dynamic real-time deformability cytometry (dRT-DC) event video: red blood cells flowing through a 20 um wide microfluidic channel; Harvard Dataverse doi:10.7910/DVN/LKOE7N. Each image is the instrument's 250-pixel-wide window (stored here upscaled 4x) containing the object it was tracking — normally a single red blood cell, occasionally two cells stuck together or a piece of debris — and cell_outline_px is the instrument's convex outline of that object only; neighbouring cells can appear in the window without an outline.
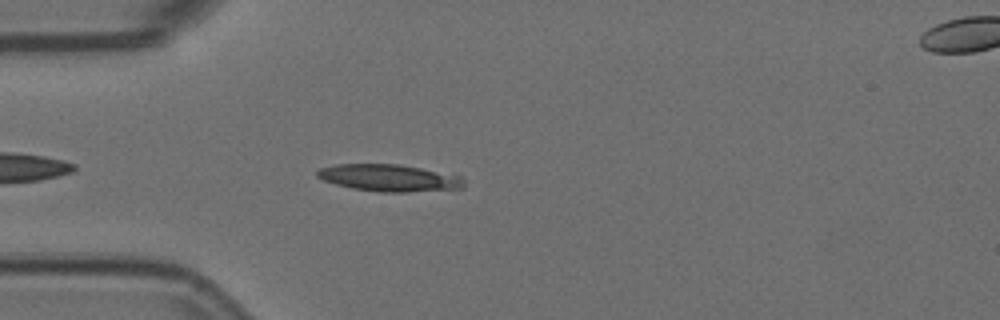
{"species": "Egyptian fruit bat (a non-hibernating species)", "species_latin": "Rousettus aegyptiacus", "temperature_condition": "room temperature", "stored_images_in_passage": 45, "camera_frame_rate_fps": 3000, "um_per_image_px": 0.085, "animal": {"sex": "female"}, "frame": {"image": 1, "passage_image": 4, "time_ms": 1.0, "image_size_px": [1000, 320], "cell_outline_px": [[464, 188], [408, 192], [380, 192], [352, 188], [336, 184], [324, 180], [316, 176], [316, 172], [320, 168], [336, 164], [400, 164], [460, 176], [464, 180]], "centroid_in_image_um": [33.06, 15.12], "position_along_channel_um": 51.9, "area_um2": 22.95}}
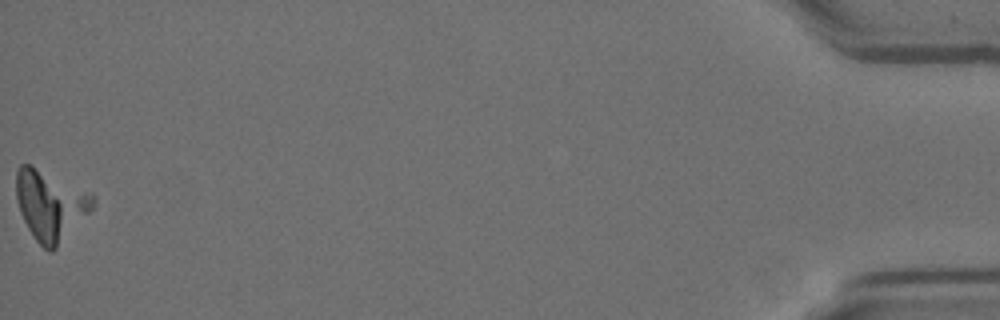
{"frame": {"image": 2, "passage_image": 45, "time_ms": 14.667, "image_size_px": [1000, 320], "cell_outline_px": [[96, 200], [92, 208], [56, 248], [52, 252], [48, 252], [36, 240], [28, 228], [20, 212], [16, 196], [16, 172], [20, 164], [28, 164], [92, 192], [96, 196]], "centroid_in_image_um": [4.28, 17.42], "position_along_channel_um": 430.9, "area_um2": 30.92}}